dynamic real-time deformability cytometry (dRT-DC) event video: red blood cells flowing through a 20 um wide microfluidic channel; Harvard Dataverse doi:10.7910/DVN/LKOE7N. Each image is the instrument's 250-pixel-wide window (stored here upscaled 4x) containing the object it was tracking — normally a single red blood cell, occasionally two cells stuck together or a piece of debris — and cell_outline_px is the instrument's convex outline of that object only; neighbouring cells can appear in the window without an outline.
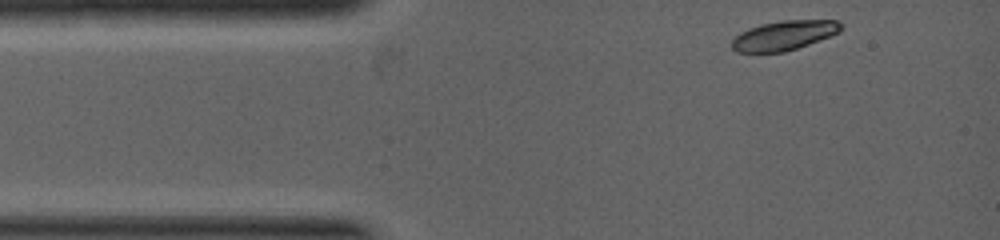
{"species": "common noctule bat (a hibernating species)", "species_latin": "Nyctalus noctula", "temperature_condition": "warm", "stored_images_in_passage": 3, "camera_frame_rate_fps": 5000, "um_per_image_px": 0.085, "animal": {"sex": "female", "body_mass_g": 19.0, "forearm_length_mm": 53.3}, "frame": {"image": 1, "passage_image": 1, "time_ms": 0.0, "image_size_px": [1000, 240], "cell_outline_px": [[844, 24], [840, 32], [832, 36], [784, 52], [736, 52], [732, 48], [732, 40], [740, 32], [748, 28], [760, 24], [784, 20], [836, 20]], "centroid_in_image_um": [66.67, 3.0], "position_along_channel_um": 18.3, "area_um2": 18.84}}